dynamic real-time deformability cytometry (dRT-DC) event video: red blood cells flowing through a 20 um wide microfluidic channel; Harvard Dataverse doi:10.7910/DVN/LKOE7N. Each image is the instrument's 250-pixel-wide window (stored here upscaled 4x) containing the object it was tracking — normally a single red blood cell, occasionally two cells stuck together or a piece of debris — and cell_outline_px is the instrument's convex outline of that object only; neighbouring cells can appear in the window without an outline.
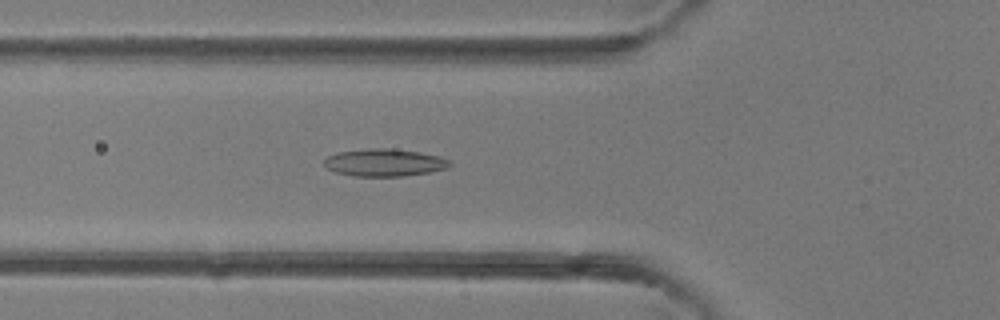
{"species": "common noctule bat (a hibernating species)", "species_latin": "Nyctalus noctula", "temperature_condition": "room temperature", "stored_images_in_passage": 41, "camera_frame_rate_fps": 3000, "um_per_image_px": 0.085, "animal": {"sex": "female"}, "frame": {"image": 1, "passage_image": 15, "time_ms": 4.667, "image_size_px": [1000, 320], "cell_outline_px": [[452, 164], [448, 168], [428, 172], [404, 176], [352, 176], [336, 172], [328, 168], [324, 164], [324, 160], [328, 156], [340, 152], [368, 148], [392, 148], [420, 152], [440, 156], [448, 160]], "centroid_in_image_um": [32.7, 13.81], "position_along_channel_um": 93.1, "area_um2": 20.06}}
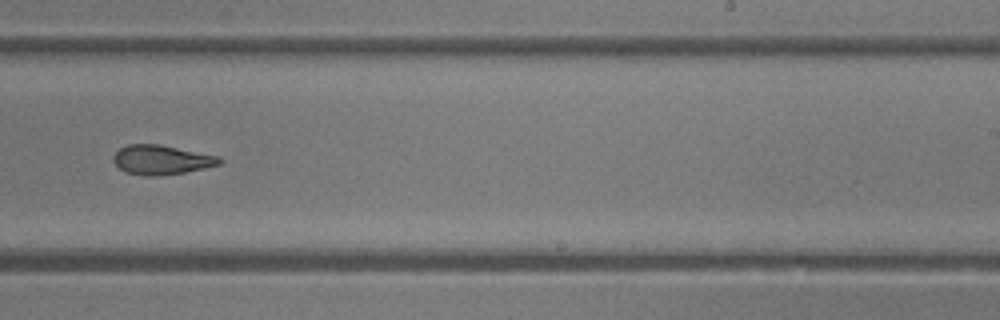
{"frame": {"image": 2, "passage_image": 26, "time_ms": 8.333, "image_size_px": [1000, 320], "cell_outline_px": [[224, 160], [220, 164], [204, 168], [184, 172], [156, 176], [144, 176], [124, 172], [112, 160], [112, 156], [120, 148], [128, 144], [160, 144], [220, 156]], "centroid_in_image_um": [13.72, 13.58], "position_along_channel_um": 275.3, "area_um2": 18.32}}
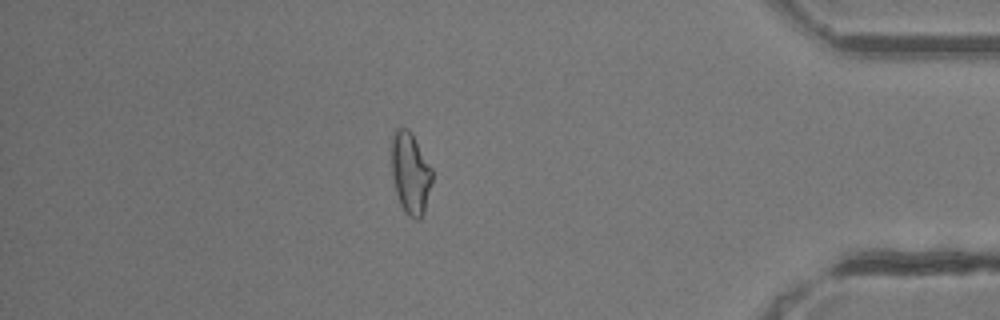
{"frame": {"image": 3, "passage_image": 36, "time_ms": 11.667, "image_size_px": [1000, 320], "cell_outline_px": [[432, 180], [424, 212], [420, 220], [416, 220], [408, 216], [404, 212], [400, 204], [396, 192], [392, 176], [392, 136], [396, 128], [408, 128], [412, 132], [432, 168]], "centroid_in_image_um": [34.89, 14.72], "position_along_channel_um": 400.3, "area_um2": 19.42}}